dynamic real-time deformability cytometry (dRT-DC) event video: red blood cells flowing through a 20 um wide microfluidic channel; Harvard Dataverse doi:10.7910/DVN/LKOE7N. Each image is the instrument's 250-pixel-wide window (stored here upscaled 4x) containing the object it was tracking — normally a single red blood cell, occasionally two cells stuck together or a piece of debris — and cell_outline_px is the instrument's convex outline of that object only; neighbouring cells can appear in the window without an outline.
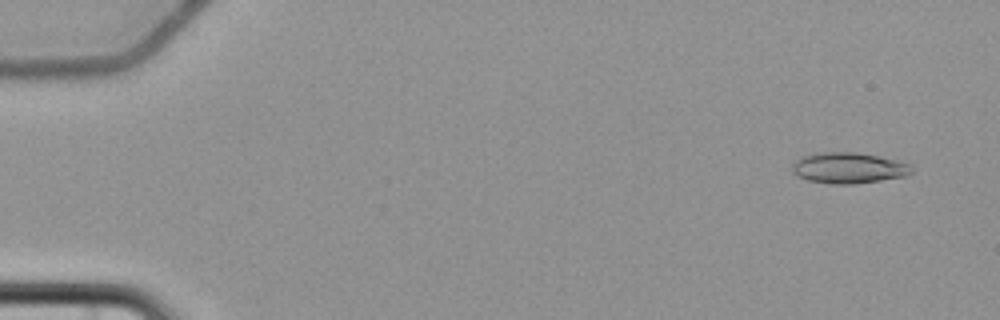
{"species": "common noctule bat (a hibernating species)", "species_latin": "Nyctalus noctula", "temperature_condition": "cold", "stored_images_in_passage": 5, "camera_frame_rate_fps": 3000, "um_per_image_px": 0.085, "animal": {"sex": "female", "body_mass_g": 22.7, "forearm_length_mm": 54.2}, "frame": {"image": 1, "passage_image": 1, "time_ms": 0.0, "image_size_px": [1000, 320], "cell_outline_px": [[912, 172], [908, 176], [852, 184], [832, 184], [808, 180], [796, 176], [792, 172], [792, 164], [800, 156], [824, 152], [856, 152], [880, 156], [912, 164]], "centroid_in_image_um": [72.13, 14.27], "position_along_channel_um": 12.9, "area_um2": 21.68}}